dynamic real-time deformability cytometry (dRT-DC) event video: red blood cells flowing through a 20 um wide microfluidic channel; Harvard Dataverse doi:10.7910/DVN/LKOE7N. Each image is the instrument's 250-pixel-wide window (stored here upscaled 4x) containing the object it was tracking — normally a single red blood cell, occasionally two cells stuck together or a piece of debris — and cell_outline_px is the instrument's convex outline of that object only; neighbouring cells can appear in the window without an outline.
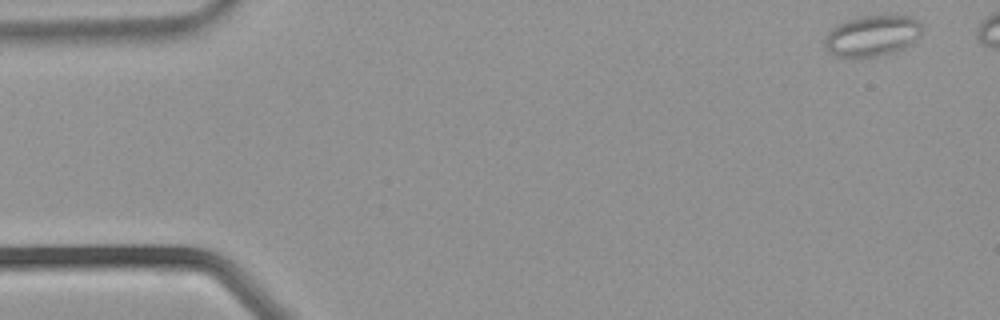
{"species": "common noctule bat (a hibernating species)", "species_latin": "Nyctalus noctula", "temperature_condition": "warm", "stored_images_in_passage": 31, "segment_of_instrument_passage": [1, 2], "camera_frame_rate_fps": 3000, "um_per_image_px": 0.085, "animal": {"sex": "male", "body_mass_g": 21.5, "forearm_length_mm": 52.0}, "frame": {"image": 1, "passage_image": 1, "time_ms": 0.0, "image_size_px": [1000, 320], "cell_outline_px": [[924, 28], [920, 36], [916, 40], [904, 48], [896, 52], [872, 56], [836, 56], [824, 44], [824, 36], [832, 28], [856, 16], [908, 16], [924, 24]], "centroid_in_image_um": [74.19, 3.02], "position_along_channel_um": 10.8, "area_um2": 23.0}}